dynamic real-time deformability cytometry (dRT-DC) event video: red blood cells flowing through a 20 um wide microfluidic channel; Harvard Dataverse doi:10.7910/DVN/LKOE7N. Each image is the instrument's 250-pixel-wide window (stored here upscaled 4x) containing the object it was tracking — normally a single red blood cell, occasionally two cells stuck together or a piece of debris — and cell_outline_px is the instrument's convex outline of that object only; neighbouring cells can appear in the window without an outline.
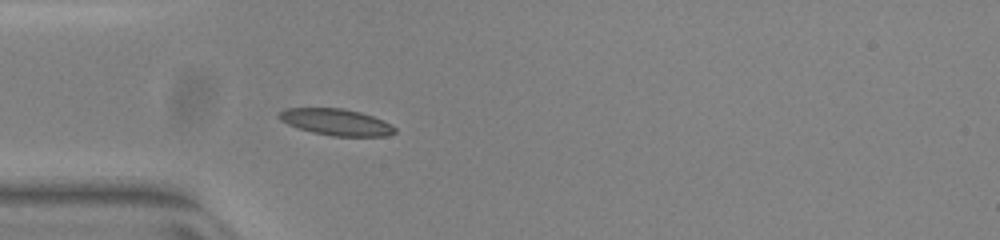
{"species": "common noctule bat (a hibernating species)", "species_latin": "Nyctalus noctula", "temperature_condition": "warm", "stored_images_in_passage": 38, "camera_frame_rate_fps": 3000, "um_per_image_px": 0.085, "animal": {"sex": "female", "body_mass_g": 23.0, "forearm_length_mm": 53.4}, "frame": {"image": 1, "passage_image": 1, "time_ms": 0.0, "image_size_px": [1000, 240], "cell_outline_px": [[396, 132], [388, 136], [332, 136], [312, 132], [288, 124], [280, 120], [276, 116], [284, 108], [344, 108], [360, 112], [372, 116], [392, 124], [396, 128]], "centroid_in_image_um": [28.58, 10.37], "position_along_channel_um": 56.4, "area_um2": 17.92}}
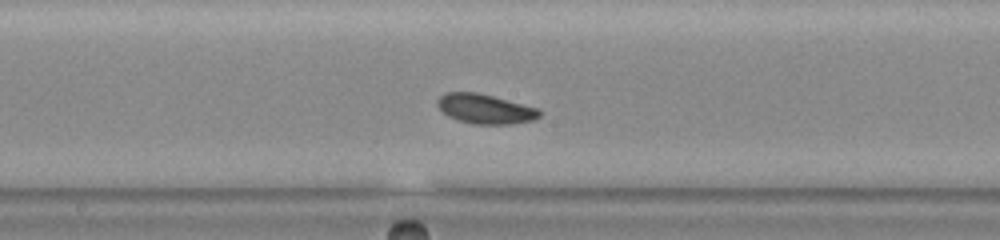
{"frame": {"image": 2, "passage_image": 13, "time_ms": 4.0, "image_size_px": [1000, 240], "cell_outline_px": [[540, 116], [532, 120], [512, 124], [472, 124], [456, 120], [448, 116], [436, 104], [436, 100], [444, 92], [476, 92], [540, 108]], "centroid_in_image_um": [41.22, 9.25], "position_along_channel_um": 207.0, "area_um2": 17.69}}
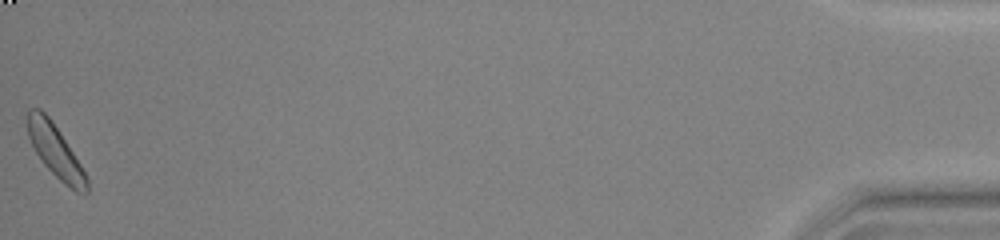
{"frame": {"image": 3, "passage_image": 38, "time_ms": 12.333, "image_size_px": [1000, 240], "cell_outline_px": [[88, 192], [84, 196], [76, 192], [64, 184], [40, 160], [28, 136], [28, 108], [40, 108], [48, 116], [60, 132], [88, 176]], "centroid_in_image_um": [4.75, 12.89], "position_along_channel_um": 430.5, "area_um2": 18.03}, "authors_computed_cell_mechanics": {"area_um2": 17.5712, "velocity_mm_per_s": 3.8942, "shape_relaxation_time_tau1_ms": 1.4205, "shape_relaxation_time_tau2_ms": null, "deformation_change_tau1": 0.0824, "deformation_change_tau2": null}}